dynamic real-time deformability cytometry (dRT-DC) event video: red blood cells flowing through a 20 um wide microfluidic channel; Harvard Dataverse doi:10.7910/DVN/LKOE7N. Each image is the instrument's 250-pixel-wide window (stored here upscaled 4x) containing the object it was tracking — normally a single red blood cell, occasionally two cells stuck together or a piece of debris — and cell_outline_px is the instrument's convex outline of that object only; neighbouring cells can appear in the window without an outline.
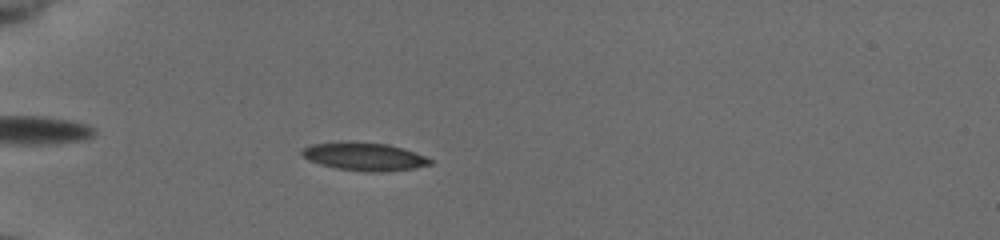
{"species": "common noctule bat (a hibernating species)", "species_latin": "Nyctalus noctula", "temperature_condition": "cold", "stored_images_in_passage": 47, "camera_frame_rate_fps": 3000, "um_per_image_px": 0.085, "animal": {"sex": "female", "body_mass_g": 19.5, "forearm_length_mm": 54.1}, "frame": {"image": 1, "passage_image": 11, "time_ms": 3.333, "image_size_px": [1000, 240], "cell_outline_px": [[432, 164], [412, 168], [388, 172], [364, 172], [336, 168], [320, 164], [308, 160], [300, 152], [304, 148], [312, 144], [388, 144], [404, 148], [424, 156], [432, 160]], "centroid_in_image_um": [31.02, 13.36], "position_along_channel_um": 54.0, "area_um2": 20.11}}
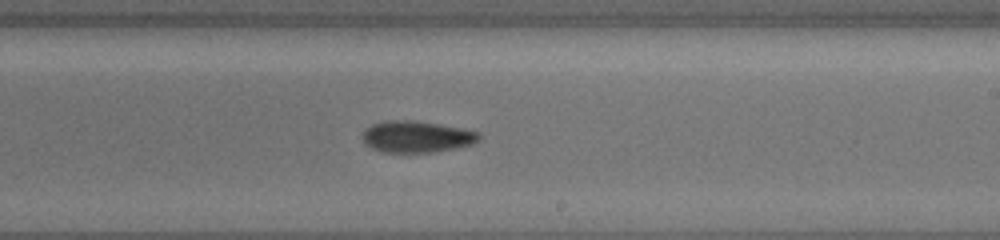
{"frame": {"image": 2, "passage_image": 28, "time_ms": 9.0, "image_size_px": [1000, 240], "cell_outline_px": [[480, 136], [472, 144], [456, 148], [432, 152], [384, 152], [372, 148], [364, 144], [364, 132], [372, 124], [384, 120], [412, 120], [460, 128], [480, 132]], "centroid_in_image_um": [35.4, 11.62], "position_along_channel_um": 253.6, "area_um2": 21.1}}
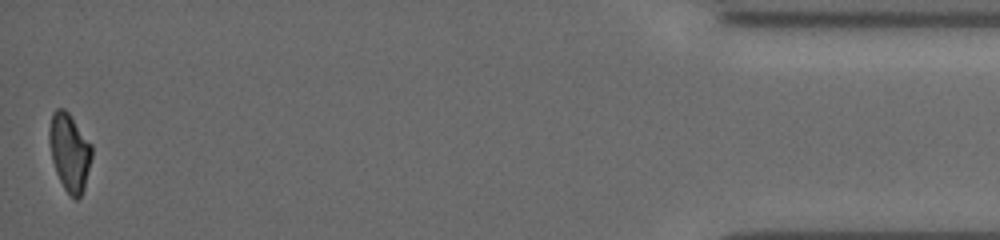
{"frame": {"image": 3, "passage_image": 47, "time_ms": 15.333, "image_size_px": [1000, 240], "cell_outline_px": [[92, 156], [84, 188], [80, 196], [76, 200], [64, 188], [56, 172], [52, 160], [48, 136], [48, 132], [52, 112], [56, 108], [64, 108], [68, 112], [92, 144]], "centroid_in_image_um": [5.9, 12.89], "position_along_channel_um": 429.3, "area_um2": 19.19}, "authors_computed_cell_mechanics": {"area_um2": 20.1722, "velocity_mm_per_s": 3.939, "shape_relaxation_time_tau1_ms": 8.7008, "shape_relaxation_time_tau2_ms": null, "deformation_change_tau1": 0.1756, "deformation_change_tau2": null}}